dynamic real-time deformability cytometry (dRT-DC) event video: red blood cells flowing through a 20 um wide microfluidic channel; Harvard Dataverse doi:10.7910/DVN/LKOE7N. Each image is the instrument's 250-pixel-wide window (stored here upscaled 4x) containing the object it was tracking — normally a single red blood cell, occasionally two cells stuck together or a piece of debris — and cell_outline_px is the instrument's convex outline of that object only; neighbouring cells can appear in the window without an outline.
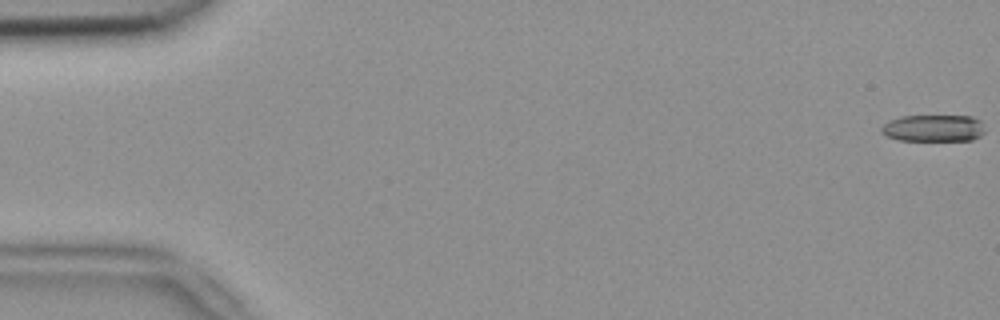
{"species": "common noctule bat (a hibernating species)", "species_latin": "Nyctalus noctula", "temperature_condition": "room temperature", "stored_images_in_passage": 54, "camera_frame_rate_fps": 3000, "um_per_image_px": 0.085, "animal": {"sex": "female", "body_mass_g": 18.4}, "frame": {"image": 1, "passage_image": 1, "time_ms": 0.0, "image_size_px": [1000, 320], "cell_outline_px": [[984, 132], [980, 136], [972, 140], [896, 140], [880, 132], [880, 128], [888, 120], [900, 116], [972, 116], [980, 120]], "centroid_in_image_um": [79.31, 10.89], "position_along_channel_um": 5.7, "area_um2": 16.24}}
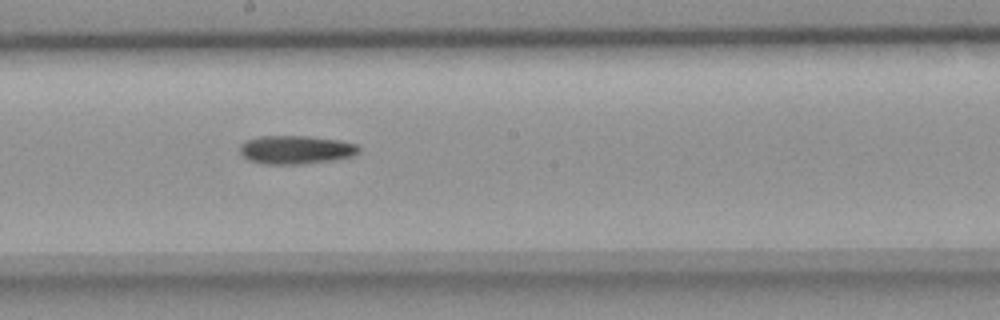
{"frame": {"image": 2, "passage_image": 30, "time_ms": 9.667, "image_size_px": [1000, 320], "cell_outline_px": [[360, 148], [352, 156], [332, 160], [300, 164], [264, 164], [248, 160], [240, 152], [240, 144], [248, 140], [260, 136], [308, 136], [336, 140], [356, 144]], "centroid_in_image_um": [25.11, 12.73], "position_along_channel_um": 223.1, "area_um2": 19.48}}
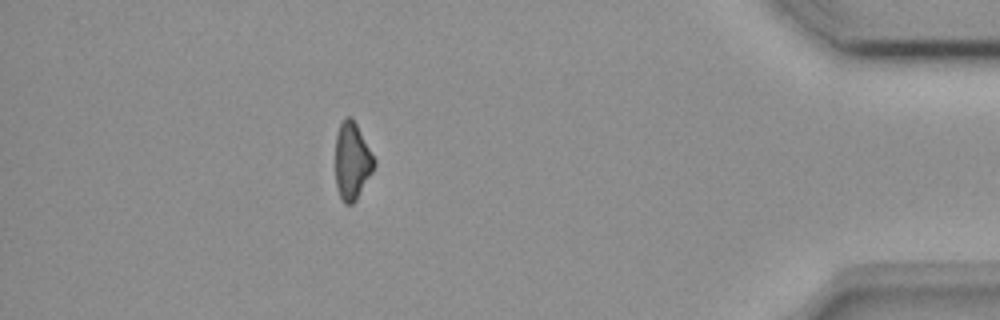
{"frame": {"image": 3, "passage_image": 48, "time_ms": 15.667, "image_size_px": [1000, 320], "cell_outline_px": [[376, 164], [372, 172], [356, 200], [352, 204], [344, 204], [340, 196], [336, 184], [336, 136], [340, 124], [344, 116], [352, 116], [376, 160]], "centroid_in_image_um": [29.93, 13.67], "position_along_channel_um": 405.3, "area_um2": 17.4}}